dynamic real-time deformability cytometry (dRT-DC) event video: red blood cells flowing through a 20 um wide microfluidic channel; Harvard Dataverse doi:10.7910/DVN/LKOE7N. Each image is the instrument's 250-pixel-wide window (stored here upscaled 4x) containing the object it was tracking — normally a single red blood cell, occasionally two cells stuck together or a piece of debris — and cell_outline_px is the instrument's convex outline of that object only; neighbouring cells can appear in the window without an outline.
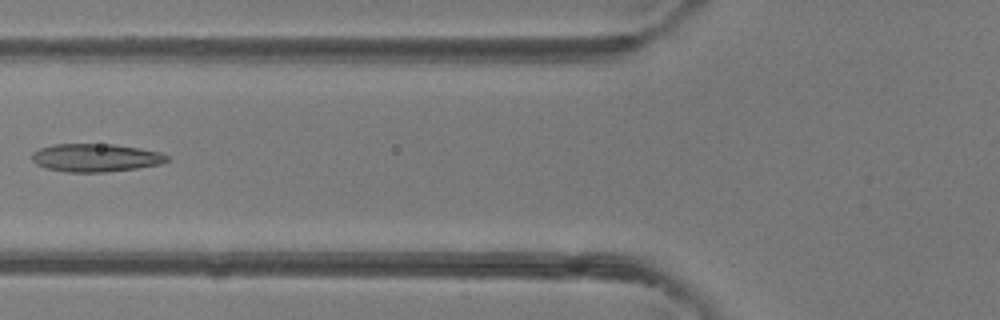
{"species": "common noctule bat (a hibernating species)", "species_latin": "Nyctalus noctula", "temperature_condition": "room temperature", "stored_images_in_passage": 5, "camera_frame_rate_fps": 3000, "um_per_image_px": 0.085, "animal": {"sex": "female"}, "frame": {"image": 1, "passage_image": 5, "time_ms": 5.333, "image_size_px": [1000, 320], "cell_outline_px": [[168, 160], [160, 164], [136, 168], [104, 172], [68, 172], [48, 168], [36, 164], [32, 160], [32, 152], [40, 148], [52, 144], [112, 144], [140, 148], [160, 152], [168, 156]], "centroid_in_image_um": [8.12, 13.4], "position_along_channel_um": 117.7, "area_um2": 21.96}}